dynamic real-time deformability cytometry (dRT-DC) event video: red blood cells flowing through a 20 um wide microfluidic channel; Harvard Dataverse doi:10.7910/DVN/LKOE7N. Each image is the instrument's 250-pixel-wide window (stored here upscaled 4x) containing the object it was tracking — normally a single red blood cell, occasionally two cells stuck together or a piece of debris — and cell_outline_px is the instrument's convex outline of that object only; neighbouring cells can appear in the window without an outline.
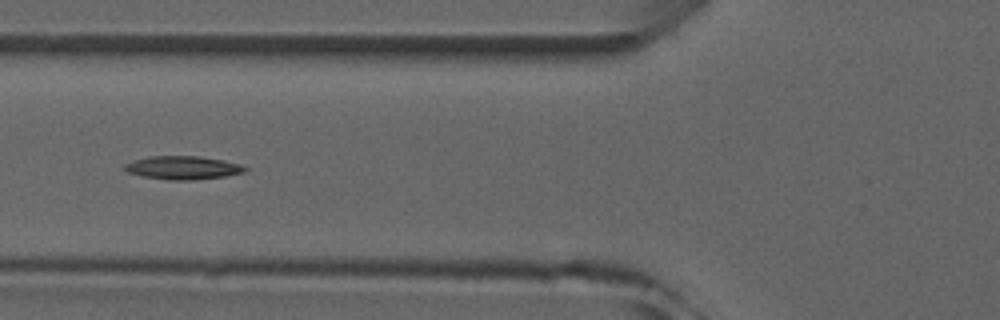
{"species": "common noctule bat (a hibernating species)", "species_latin": "Nyctalus noctula", "temperature_condition": "room temperature", "stored_images_in_passage": 5, "camera_frame_rate_fps": 3000, "um_per_image_px": 0.085, "animal": {"sex": "male", "forearm_length_mm": 52.5}, "frame": {"image": 1, "passage_image": 5, "time_ms": 4.667, "image_size_px": [1000, 320], "cell_outline_px": [[248, 168], [244, 172], [224, 176], [196, 180], [168, 180], [144, 176], [128, 172], [124, 168], [124, 164], [148, 156], [196, 156], [224, 160], [240, 164]], "centroid_in_image_um": [15.56, 14.25], "position_along_channel_um": 110.2, "area_um2": 16.24}}